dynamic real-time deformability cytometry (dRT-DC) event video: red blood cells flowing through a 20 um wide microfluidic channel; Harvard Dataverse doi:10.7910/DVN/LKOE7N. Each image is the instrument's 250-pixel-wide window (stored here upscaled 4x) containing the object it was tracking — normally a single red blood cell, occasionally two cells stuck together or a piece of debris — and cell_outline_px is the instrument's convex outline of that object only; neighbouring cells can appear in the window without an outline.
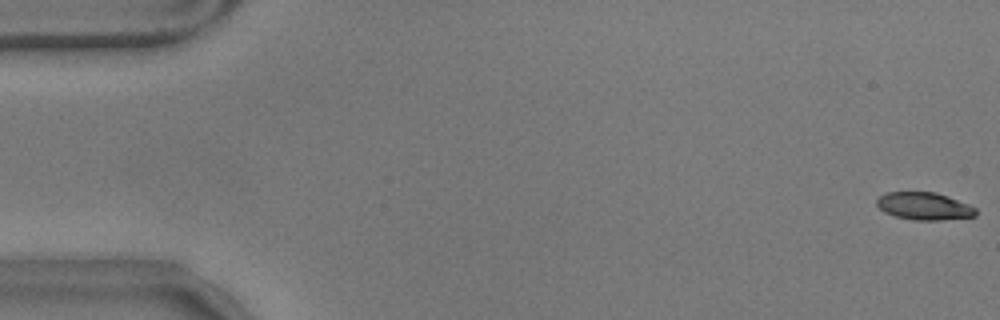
{"species": "common noctule bat (a hibernating species)", "species_latin": "Nyctalus noctula", "temperature_condition": "warm", "stored_images_in_passage": 59, "segment_of_instrument_passage": [1, 2], "camera_frame_rate_fps": 3000, "um_per_image_px": 0.085, "animal": {"sex": "male", "body_mass_g": 17.9}, "frame": {"image": 1, "passage_image": 1, "time_ms": 0.0, "image_size_px": [1000, 320], "cell_outline_px": [[976, 216], [940, 220], [912, 220], [896, 216], [884, 212], [876, 204], [876, 200], [880, 196], [888, 192], [936, 192], [948, 196], [968, 204], [976, 208]], "centroid_in_image_um": [78.56, 17.52], "position_along_channel_um": 6.4, "area_um2": 15.84}}
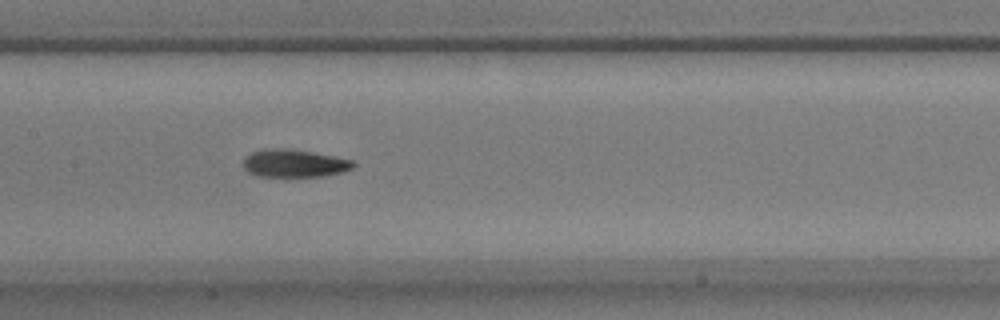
{"frame": {"image": 2, "passage_image": 28, "time_ms": 9.0, "image_size_px": [1000, 320], "cell_outline_px": [[356, 164], [352, 168], [340, 172], [324, 176], [284, 180], [256, 176], [248, 172], [244, 168], [244, 156], [252, 152], [264, 148], [288, 148], [312, 152], [352, 160]], "centroid_in_image_um": [24.94, 13.93], "position_along_channel_um": 182.5, "area_um2": 18.73}}
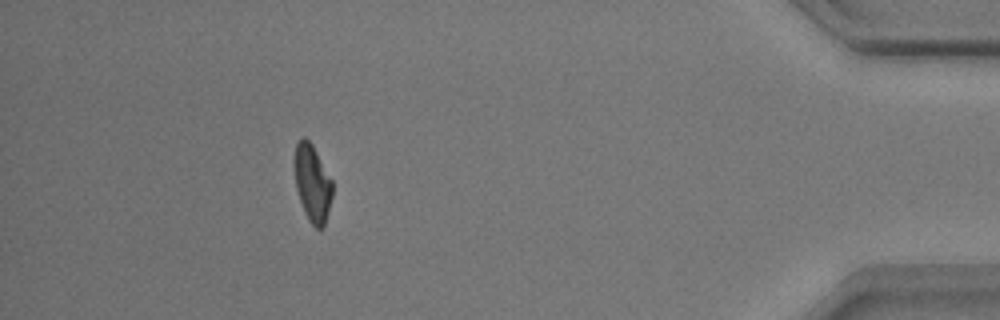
{"frame": {"image": 3, "passage_image": 52, "time_ms": 17.0, "image_size_px": [1000, 320], "cell_outline_px": [[332, 196], [328, 212], [324, 224], [320, 228], [316, 228], [308, 220], [304, 212], [296, 188], [292, 164], [292, 160], [296, 144], [304, 136], [312, 144], [332, 180]], "centroid_in_image_um": [26.51, 15.53], "position_along_channel_um": 408.7, "area_um2": 17.17}}